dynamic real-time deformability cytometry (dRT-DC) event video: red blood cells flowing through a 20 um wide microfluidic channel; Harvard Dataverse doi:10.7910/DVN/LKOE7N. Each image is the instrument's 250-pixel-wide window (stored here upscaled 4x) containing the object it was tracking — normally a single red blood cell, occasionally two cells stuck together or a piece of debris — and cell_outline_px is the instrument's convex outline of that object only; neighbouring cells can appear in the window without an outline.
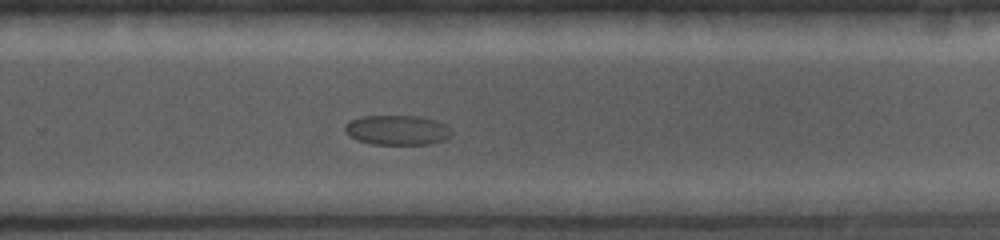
{"species": "common noctule bat (a hibernating species)", "species_latin": "Nyctalus noctula", "temperature_condition": "cold", "stored_images_in_passage": 67, "camera_frame_rate_fps": 5000, "um_per_image_px": 0.085, "animal": {"sex": "female", "body_mass_g": 19.0, "forearm_length_mm": 56.7}, "frame": {"image": 1, "passage_image": 45, "time_ms": 9.2, "image_size_px": [1000, 240], "cell_outline_px": [[452, 136], [448, 140], [428, 144], [372, 144], [356, 140], [348, 136], [344, 128], [352, 120], [364, 116], [416, 116], [432, 120], [444, 124], [452, 132]], "centroid_in_image_um": [33.78, 11.08], "position_along_channel_um": 296.0, "area_um2": 18.38}}
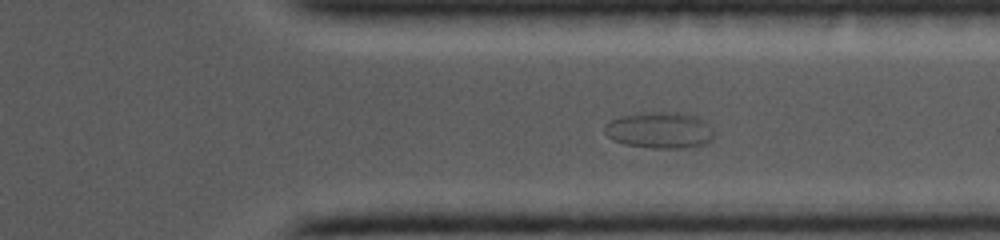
{"frame": {"image": 2, "passage_image": 53, "time_ms": 10.6, "image_size_px": [1000, 240], "cell_outline_px": [[716, 136], [712, 140], [704, 144], [684, 148], [652, 148], [624, 144], [612, 140], [604, 132], [604, 124], [612, 120], [624, 116], [652, 112], [680, 112], [696, 116], [704, 120], [708, 124]], "centroid_in_image_um": [56.1, 11.08], "position_along_channel_um": 355.3, "area_um2": 23.18}}
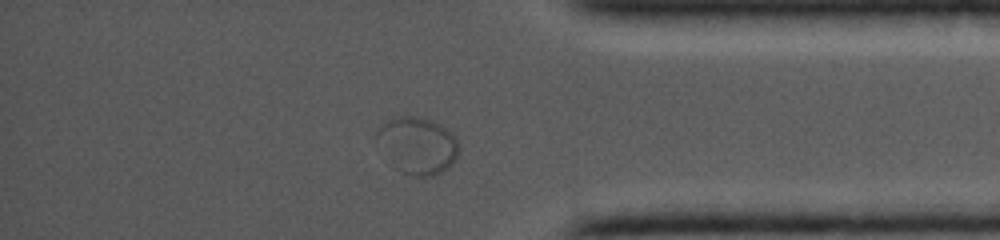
{"frame": {"image": 3, "passage_image": 59, "time_ms": 11.8, "image_size_px": [1000, 240], "cell_outline_px": [[460, 148], [456, 160], [448, 168], [432, 176], [420, 176], [400, 172], [392, 168], [376, 136], [376, 128], [384, 120], [396, 116], [412, 116], [432, 120], [452, 132], [456, 136]], "centroid_in_image_um": [35.48, 12.35], "position_along_channel_um": 399.7, "area_um2": 27.57}}